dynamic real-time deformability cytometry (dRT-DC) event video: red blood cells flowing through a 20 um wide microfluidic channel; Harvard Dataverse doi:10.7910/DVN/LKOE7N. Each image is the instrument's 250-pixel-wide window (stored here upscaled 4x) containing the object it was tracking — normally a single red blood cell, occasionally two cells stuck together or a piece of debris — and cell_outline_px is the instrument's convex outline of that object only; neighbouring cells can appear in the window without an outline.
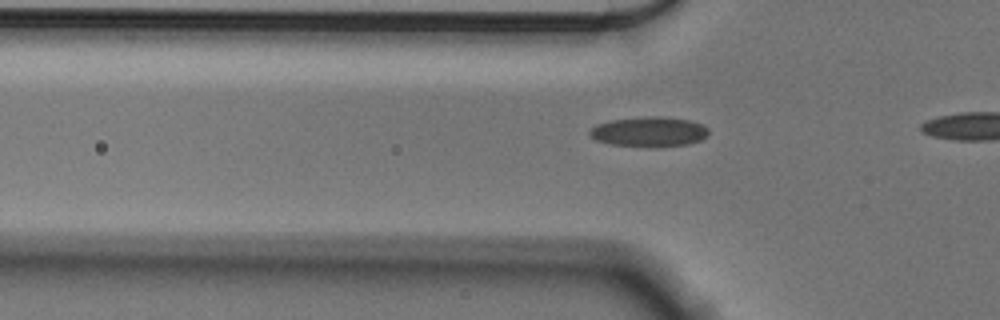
{"species": "Egyptian fruit bat (a non-hibernating species)", "species_latin": "Rousettus aegyptiacus", "temperature_condition": "cold", "stored_images_in_passage": 16, "camera_frame_rate_fps": 3000, "um_per_image_px": 0.085, "animal": {"sex": "male"}, "frame": {"image": 1, "passage_image": 14, "time_ms": 4.333, "image_size_px": [1000, 320], "cell_outline_px": [[708, 136], [700, 140], [688, 144], [608, 144], [596, 140], [588, 132], [596, 124], [612, 120], [648, 116], [660, 116], [688, 120], [700, 124], [708, 128]], "centroid_in_image_um": [55.17, 11.15], "position_along_channel_um": 70.6, "area_um2": 19.71}}